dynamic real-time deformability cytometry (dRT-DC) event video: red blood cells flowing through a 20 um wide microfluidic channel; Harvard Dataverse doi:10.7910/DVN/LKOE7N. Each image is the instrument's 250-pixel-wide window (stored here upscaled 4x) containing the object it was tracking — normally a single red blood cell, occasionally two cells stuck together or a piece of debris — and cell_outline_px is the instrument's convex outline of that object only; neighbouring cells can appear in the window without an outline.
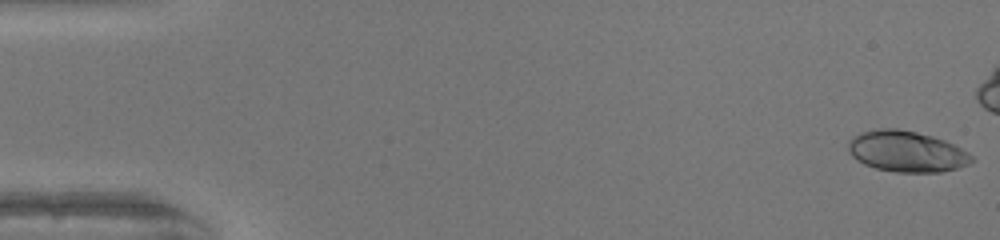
{"species": "human", "species_latin": "Homo sapiens", "temperature_condition": "warm", "stored_images_in_passage": 45, "camera_frame_rate_fps": 3000, "um_per_image_px": 0.085, "donor": {"sex": "female"}, "frame": {"image": 1, "passage_image": 1, "time_ms": 0.0, "image_size_px": [1000, 240], "cell_outline_px": [[976, 160], [968, 164], [956, 168], [940, 172], [896, 172], [876, 168], [864, 164], [856, 160], [848, 152], [848, 140], [852, 136], [860, 132], [880, 128], [896, 128], [916, 132], [932, 136], [944, 140], [968, 152]], "centroid_in_image_um": [77.02, 12.87], "position_along_channel_um": 8.0, "area_um2": 29.54}}
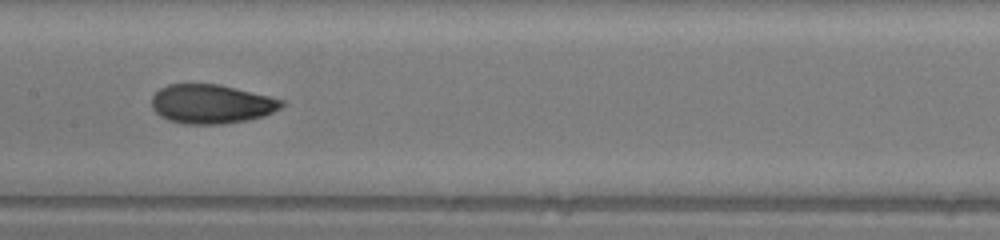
{"frame": {"image": 2, "passage_image": 26, "time_ms": 8.333, "image_size_px": [1000, 240], "cell_outline_px": [[284, 104], [280, 108], [264, 116], [248, 120], [224, 124], [184, 124], [168, 120], [160, 116], [152, 108], [152, 96], [160, 88], [168, 84], [220, 84], [284, 100]], "centroid_in_image_um": [17.95, 8.84], "position_along_channel_um": 189.4, "area_um2": 29.65}}
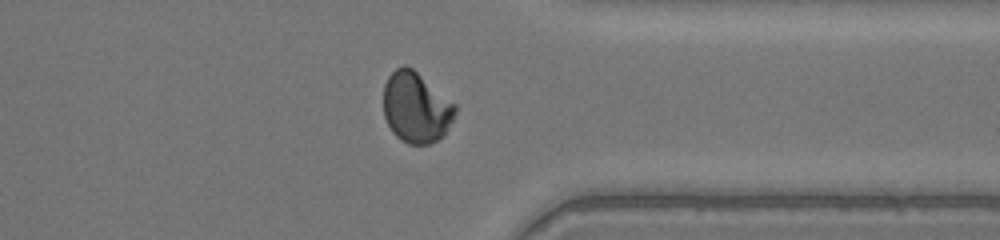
{"frame": {"image": 3, "passage_image": 40, "time_ms": 13.0, "image_size_px": [1000, 240], "cell_outline_px": [[456, 112], [444, 136], [428, 144], [408, 144], [400, 140], [392, 132], [384, 116], [384, 84], [388, 76], [396, 68], [404, 64], [412, 68], [456, 104]], "centroid_in_image_um": [35.36, 9.14], "position_along_channel_um": 376.0, "area_um2": 29.54}, "authors_computed_cell_mechanics": {"area_um2": 29.478, "velocity_mm_per_s": 4.0941, "shape_relaxation_time_tau1_ms": 4.3204, "shape_relaxation_time_tau2_ms": 0.8257, "deformation_change_tau1": 0.2023, "deformation_change_tau2": 0.0445}}